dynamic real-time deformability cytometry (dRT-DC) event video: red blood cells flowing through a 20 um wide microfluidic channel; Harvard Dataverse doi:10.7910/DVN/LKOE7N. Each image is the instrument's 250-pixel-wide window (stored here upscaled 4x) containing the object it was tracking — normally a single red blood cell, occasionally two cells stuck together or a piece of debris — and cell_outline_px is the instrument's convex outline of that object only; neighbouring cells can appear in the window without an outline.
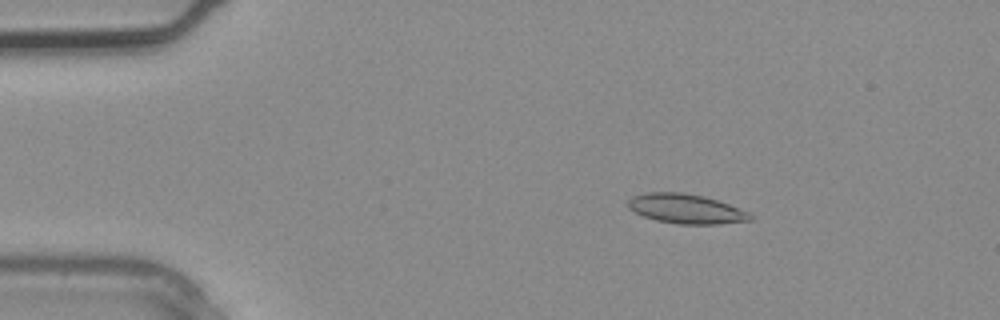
{"species": "common noctule bat (a hibernating species)", "species_latin": "Nyctalus noctula", "temperature_condition": "warm", "stored_images_in_passage": 2, "camera_frame_rate_fps": 3000, "um_per_image_px": 0.085, "animal": {"sex": "male", "body_mass_g": 20.4}, "frame": {"image": 1, "passage_image": 1, "time_ms": 0.0, "image_size_px": [1000, 320], "cell_outline_px": [[752, 220], [720, 224], [676, 224], [656, 220], [644, 216], [628, 208], [628, 200], [632, 196], [644, 192], [684, 192], [704, 196], [728, 204], [748, 212], [752, 216]], "centroid_in_image_um": [58.28, 17.74], "position_along_channel_um": 26.7, "area_um2": 21.04}}